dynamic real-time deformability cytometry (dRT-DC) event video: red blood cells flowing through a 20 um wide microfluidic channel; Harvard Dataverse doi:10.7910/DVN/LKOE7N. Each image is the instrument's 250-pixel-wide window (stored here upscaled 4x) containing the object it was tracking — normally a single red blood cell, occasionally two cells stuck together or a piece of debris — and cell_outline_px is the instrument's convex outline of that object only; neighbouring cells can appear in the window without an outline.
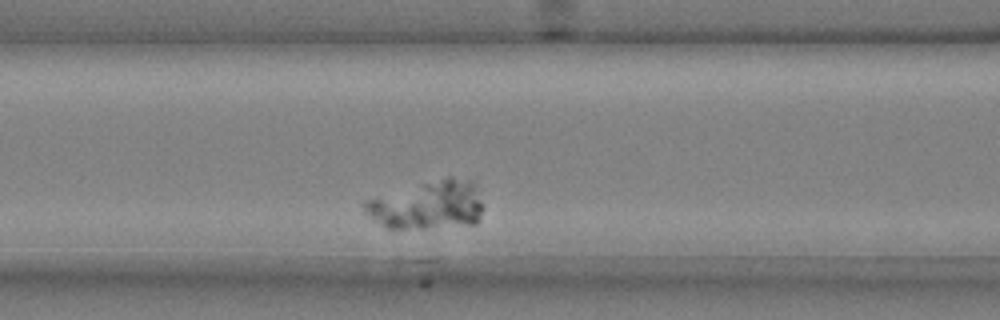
{"species": "common noctule bat (a hibernating species)", "species_latin": "Nyctalus noctula", "temperature_condition": "cold", "stored_images_in_passage": 44, "segment_of_instrument_passage": [1, 2], "camera_frame_rate_fps": 3000, "um_per_image_px": 0.085, "animal": {"sex": "male", "body_mass_g": 20.4}, "frame": {"image": 1, "passage_image": 9, "time_ms": 2.667, "image_size_px": [1000, 320], "cell_outline_px": [[484, 208], [476, 224], [424, 228], [384, 228], [372, 220], [364, 212], [364, 200], [448, 176], [452, 176], [472, 180], [484, 204]], "centroid_in_image_um": [36.38, 17.44], "position_along_channel_um": 130.2, "area_um2": 33.64}}
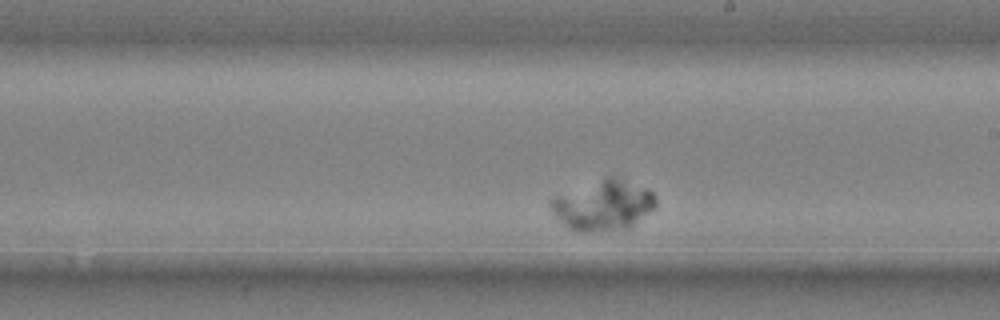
{"frame": {"image": 2, "passage_image": 19, "time_ms": 6.0, "image_size_px": [1000, 320], "cell_outline_px": [[656, 208], [632, 228], [588, 232], [584, 232], [568, 228], [552, 212], [548, 204], [548, 200], [556, 196], [604, 176], [612, 176], [648, 188], [652, 192], [656, 200]], "centroid_in_image_um": [51.31, 17.45], "position_along_channel_um": 237.7, "area_um2": 31.04}}
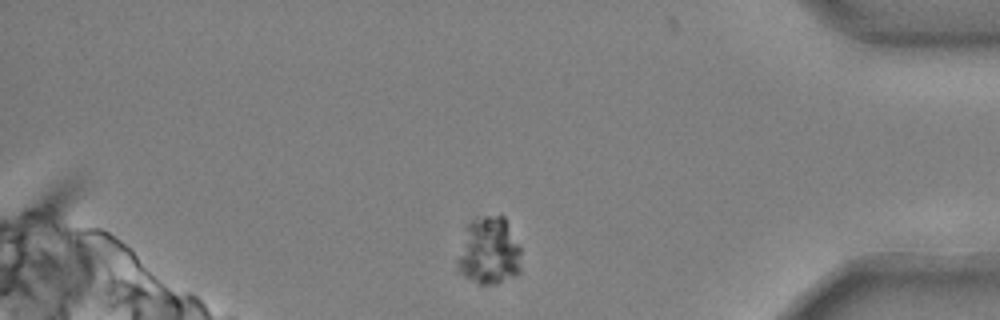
{"frame": {"image": 3, "passage_image": 36, "time_ms": 11.667, "image_size_px": [1000, 320], "cell_outline_px": [[520, 272], [516, 276], [496, 284], [480, 284], [464, 276], [460, 272], [456, 264], [456, 260], [468, 224], [476, 216], [504, 216], [520, 248]], "centroid_in_image_um": [41.57, 21.36], "position_along_channel_um": 393.6, "area_um2": 25.03}}